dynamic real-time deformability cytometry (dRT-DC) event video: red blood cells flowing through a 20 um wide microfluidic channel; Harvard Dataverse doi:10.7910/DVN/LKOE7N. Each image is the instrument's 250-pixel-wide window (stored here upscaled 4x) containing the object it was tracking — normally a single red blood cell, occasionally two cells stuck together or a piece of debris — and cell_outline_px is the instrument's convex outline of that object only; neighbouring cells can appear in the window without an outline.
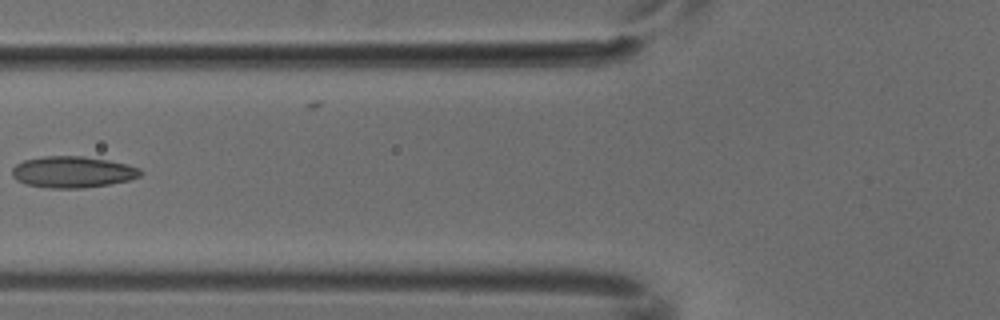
{"species": "common noctule bat (a hibernating species)", "species_latin": "Nyctalus noctula", "temperature_condition": "cold", "stored_images_in_passage": 3, "camera_frame_rate_fps": 3000, "um_per_image_px": 0.085, "animal": {"sex": "male", "body_mass_g": 18.8}, "frame": {"image": 1, "passage_image": 2, "time_ms": 0.333, "image_size_px": [1000, 320], "cell_outline_px": [[144, 172], [140, 176], [128, 180], [108, 184], [84, 188], [48, 188], [28, 184], [16, 180], [12, 176], [12, 168], [16, 164], [24, 160], [44, 156], [84, 156], [108, 160], [128, 164], [140, 168]], "centroid_in_image_um": [6.18, 14.61], "position_along_channel_um": 119.6, "area_um2": 23.52}}
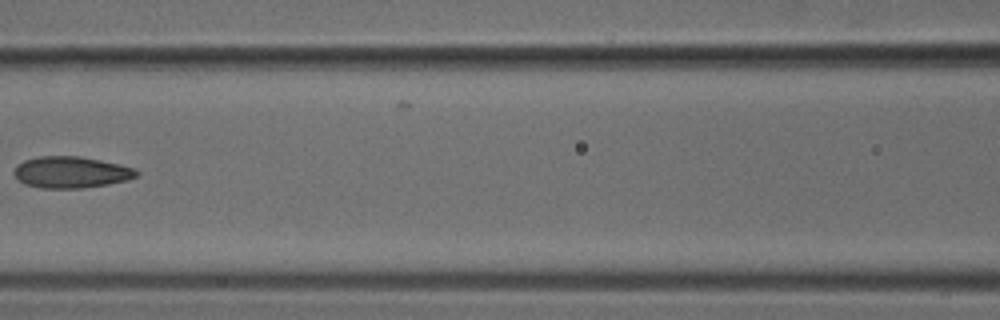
{"frame": {"image": 2, "passage_image": 3, "time_ms": 0.667, "image_size_px": [1000, 320], "cell_outline_px": [[140, 172], [136, 176], [128, 180], [108, 184], [80, 188], [40, 188], [24, 184], [16, 180], [12, 172], [16, 164], [24, 160], [40, 156], [80, 156], [120, 164], [136, 168]], "centroid_in_image_um": [6.01, 14.64], "position_along_channel_um": 160.6, "area_um2": 22.77}}